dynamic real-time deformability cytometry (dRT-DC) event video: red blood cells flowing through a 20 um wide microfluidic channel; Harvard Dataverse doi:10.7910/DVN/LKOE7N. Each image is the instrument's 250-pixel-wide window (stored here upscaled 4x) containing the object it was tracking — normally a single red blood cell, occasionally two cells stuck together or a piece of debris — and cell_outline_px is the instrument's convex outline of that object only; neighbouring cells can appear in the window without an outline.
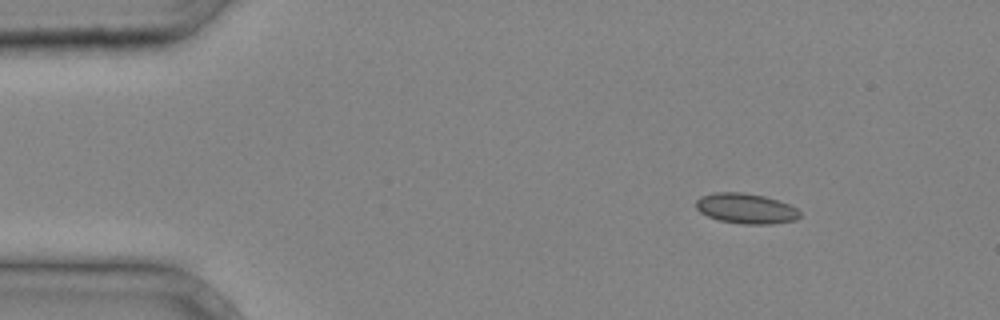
{"species": "common noctule bat (a hibernating species)", "species_latin": "Nyctalus noctula", "temperature_condition": "cold", "stored_images_in_passage": 2, "camera_frame_rate_fps": 3000, "um_per_image_px": 0.085, "animal": {"sex": "male", "body_mass_g": 20.4}, "frame": {"image": 1, "passage_image": 1, "time_ms": 0.0, "image_size_px": [1000, 320], "cell_outline_px": [[800, 216], [796, 220], [772, 224], [744, 224], [720, 220], [708, 216], [700, 212], [696, 208], [696, 200], [700, 196], [716, 192], [744, 192], [764, 196], [788, 204], [796, 208], [800, 212]], "centroid_in_image_um": [63.4, 17.72], "position_along_channel_um": 21.6, "area_um2": 18.26}}